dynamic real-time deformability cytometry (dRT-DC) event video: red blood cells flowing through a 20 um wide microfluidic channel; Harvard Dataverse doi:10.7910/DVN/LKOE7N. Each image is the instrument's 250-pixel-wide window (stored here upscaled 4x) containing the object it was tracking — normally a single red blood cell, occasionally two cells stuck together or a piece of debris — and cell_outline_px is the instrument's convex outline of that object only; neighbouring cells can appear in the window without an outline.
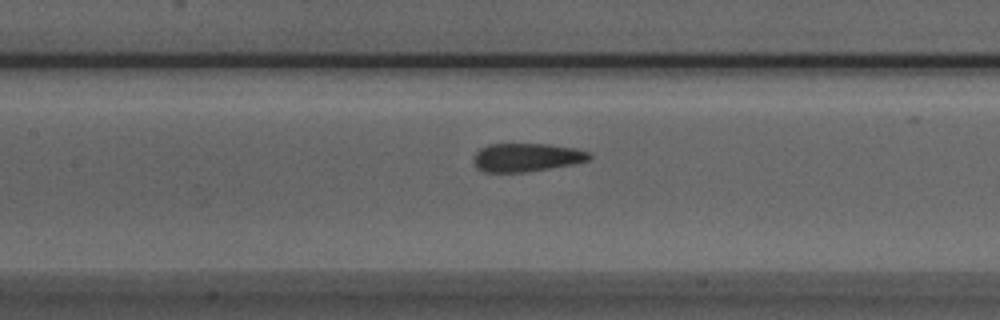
{"species": "Egyptian fruit bat (a non-hibernating species)", "species_latin": "Rousettus aegyptiacus", "temperature_condition": "room temperature", "stored_images_in_passage": 37, "camera_frame_rate_fps": 3000, "um_per_image_px": 0.085, "animal": {"sex": "male"}, "frame": {"image": 1, "passage_image": 18, "time_ms": 5.667, "image_size_px": [1000, 320], "cell_outline_px": [[592, 156], [588, 160], [572, 164], [524, 172], [484, 172], [476, 168], [472, 160], [472, 156], [480, 148], [488, 144], [548, 144], [576, 148], [588, 152]], "centroid_in_image_um": [44.69, 13.37], "position_along_channel_um": 162.7, "area_um2": 19.19}}
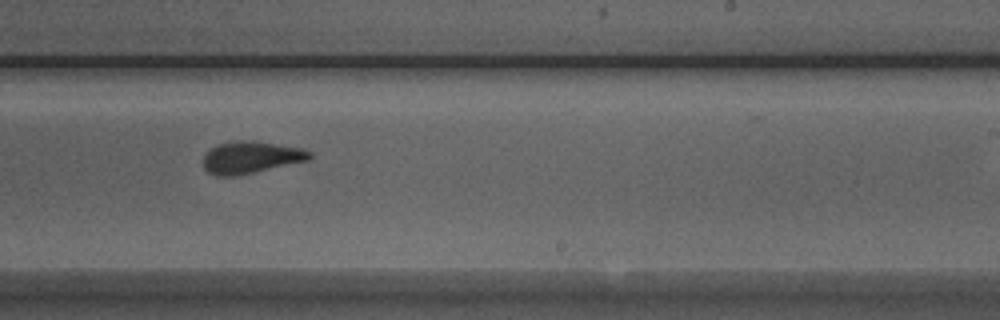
{"frame": {"image": 2, "passage_image": 26, "time_ms": 8.333, "image_size_px": [1000, 320], "cell_outline_px": [[312, 156], [308, 160], [236, 176], [216, 176], [208, 172], [204, 168], [204, 156], [216, 144], [232, 140], [252, 140], [300, 148], [312, 152]], "centroid_in_image_um": [21.3, 13.37], "position_along_channel_um": 267.7, "area_um2": 19.77}}
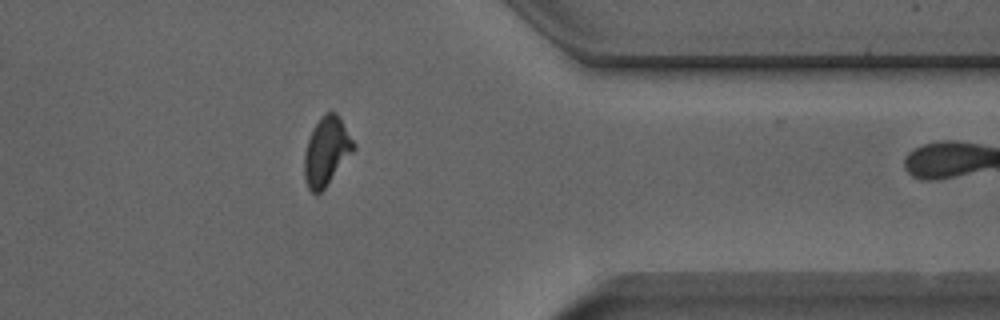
{"frame": {"image": 3, "passage_image": 36, "time_ms": 11.667, "image_size_px": [1000, 320], "cell_outline_px": [[356, 148], [324, 188], [320, 192], [312, 192], [308, 188], [304, 180], [304, 156], [308, 140], [320, 116], [324, 112], [336, 112], [340, 116], [356, 144]], "centroid_in_image_um": [27.77, 12.82], "position_along_channel_um": 383.6, "area_um2": 19.54}}